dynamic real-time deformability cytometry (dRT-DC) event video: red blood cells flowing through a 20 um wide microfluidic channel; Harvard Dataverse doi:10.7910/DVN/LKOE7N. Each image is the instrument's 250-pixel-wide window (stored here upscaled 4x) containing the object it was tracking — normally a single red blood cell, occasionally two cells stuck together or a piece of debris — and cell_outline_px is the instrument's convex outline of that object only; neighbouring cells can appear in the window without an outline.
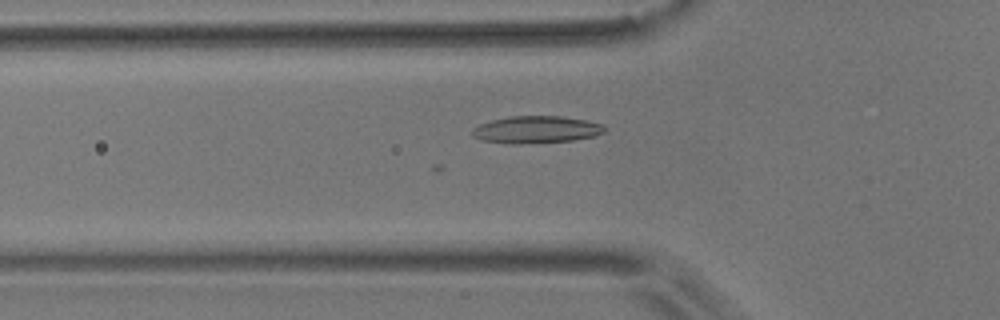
{"species": "common noctule bat (a hibernating species)", "species_latin": "Nyctalus noctula", "temperature_condition": "room temperature", "stored_images_in_passage": 34, "camera_frame_rate_fps": 3000, "um_per_image_px": 0.085, "animal": {"sex": "male", "body_mass_g": 17.9}, "frame": {"image": 1, "passage_image": 3, "time_ms": 0.667, "image_size_px": [1000, 320], "cell_outline_px": [[608, 128], [604, 132], [592, 136], [572, 140], [520, 144], [508, 144], [480, 140], [472, 136], [472, 128], [480, 124], [492, 120], [508, 116], [560, 116], [588, 120], [604, 124]], "centroid_in_image_um": [45.57, 11.01], "position_along_channel_um": 80.2, "area_um2": 21.15}}
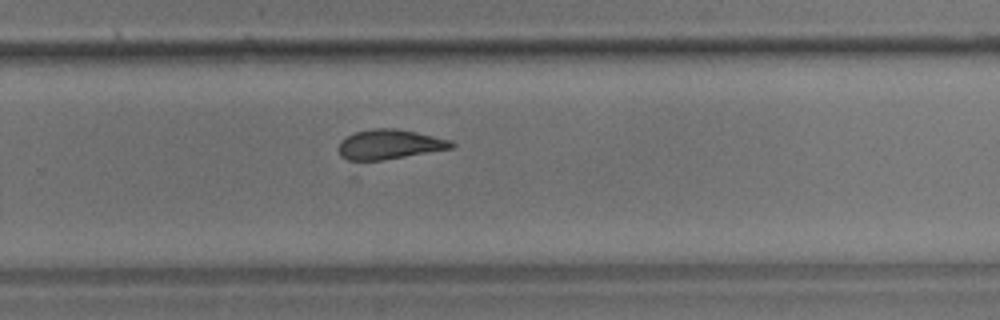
{"frame": {"image": 2, "passage_image": 21, "time_ms": 6.667, "image_size_px": [1000, 320], "cell_outline_px": [[456, 144], [452, 148], [384, 160], [360, 164], [356, 164], [340, 156], [336, 148], [340, 140], [356, 132], [372, 128], [396, 128], [416, 132], [452, 140]], "centroid_in_image_um": [33.02, 12.31], "position_along_channel_um": 296.8, "area_um2": 20.23}}
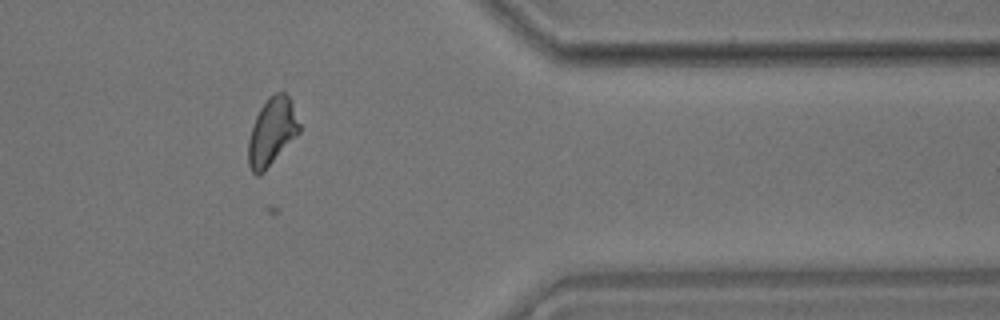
{"frame": {"image": 3, "passage_image": 30, "time_ms": 9.667, "image_size_px": [1000, 320], "cell_outline_px": [[300, 132], [264, 172], [260, 176], [256, 176], [252, 172], [248, 164], [248, 140], [256, 116], [260, 108], [268, 96], [276, 92], [284, 92], [288, 96], [292, 104], [300, 124]], "centroid_in_image_um": [23.1, 11.22], "position_along_channel_um": 388.3, "area_um2": 20.06}}